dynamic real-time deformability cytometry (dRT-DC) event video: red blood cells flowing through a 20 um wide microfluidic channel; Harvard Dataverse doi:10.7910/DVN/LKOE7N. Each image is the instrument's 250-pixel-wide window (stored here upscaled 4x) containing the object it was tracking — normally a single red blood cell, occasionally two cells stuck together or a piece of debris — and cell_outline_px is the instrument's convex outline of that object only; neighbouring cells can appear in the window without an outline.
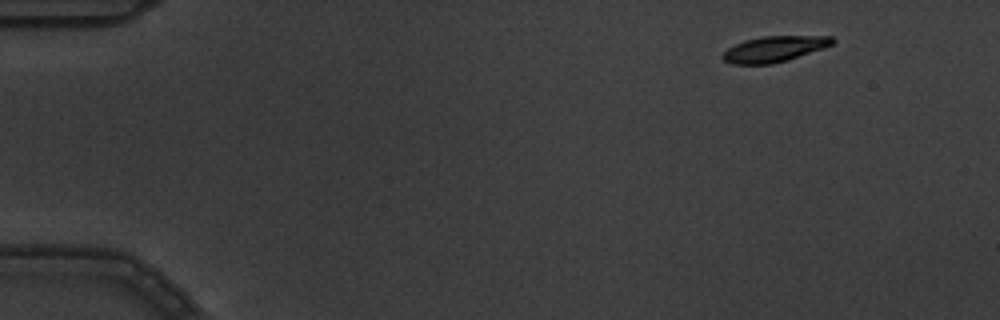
{"species": "common noctule bat (a hibernating species)", "species_latin": "Nyctalus noctula", "temperature_condition": "warm", "stored_images_in_passage": 5, "camera_frame_rate_fps": 3000, "um_per_image_px": 0.085, "animal": {"sex": "male", "body_mass_g": 19.5, "forearm_length_mm": 54.6}, "frame": {"image": 1, "passage_image": 1, "time_ms": 0.0, "image_size_px": [1000, 320], "cell_outline_px": [[836, 40], [832, 44], [824, 48], [788, 60], [772, 64], [732, 64], [724, 60], [720, 56], [728, 48], [744, 40], [760, 36], [832, 36]], "centroid_in_image_um": [65.81, 4.16], "position_along_channel_um": 19.2, "area_um2": 16.53}}